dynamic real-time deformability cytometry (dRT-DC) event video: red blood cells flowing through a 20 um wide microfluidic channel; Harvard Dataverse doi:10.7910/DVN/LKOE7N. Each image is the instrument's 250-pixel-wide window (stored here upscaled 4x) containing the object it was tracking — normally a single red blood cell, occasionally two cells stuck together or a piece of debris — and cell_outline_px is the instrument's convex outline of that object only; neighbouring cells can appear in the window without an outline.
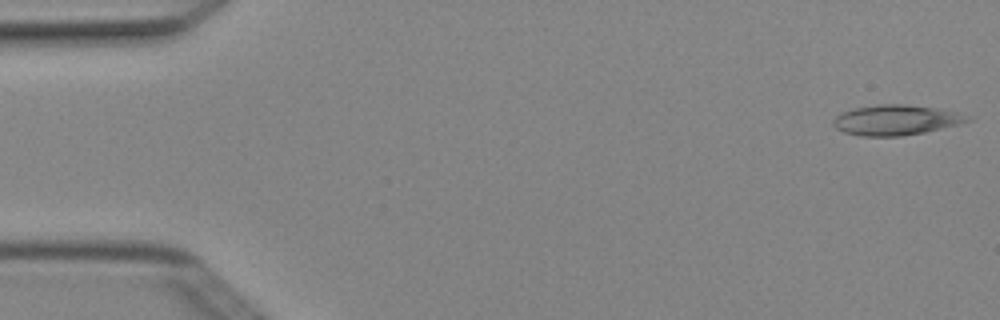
{"species": "Egyptian fruit bat (a non-hibernating species)", "species_latin": "Rousettus aegyptiacus", "temperature_condition": "cold", "stored_images_in_passage": 4, "camera_frame_rate_fps": 3000, "um_per_image_px": 0.085, "animal": {"sex": "female"}, "frame": {"image": 1, "passage_image": 1, "time_ms": 0.0, "image_size_px": [1000, 320], "cell_outline_px": [[972, 120], [960, 124], [924, 132], [900, 136], [860, 136], [844, 132], [836, 128], [832, 124], [832, 120], [840, 112], [856, 108], [880, 104], [904, 104], [936, 108], [956, 112], [972, 116]], "centroid_in_image_um": [76.15, 10.2], "position_along_channel_um": 8.8, "area_um2": 23.64}}